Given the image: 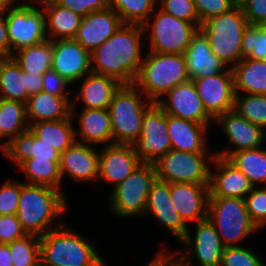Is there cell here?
<instances>
[{"mask_svg":"<svg viewBox=\"0 0 266 266\" xmlns=\"http://www.w3.org/2000/svg\"><path fill=\"white\" fill-rule=\"evenodd\" d=\"M62 194L46 185L22 184L17 210L18 220L27 235L43 233L52 219L66 210Z\"/></svg>","mask_w":266,"mask_h":266,"instance_id":"cell-3","label":"cell"},{"mask_svg":"<svg viewBox=\"0 0 266 266\" xmlns=\"http://www.w3.org/2000/svg\"><path fill=\"white\" fill-rule=\"evenodd\" d=\"M213 163L218 166V174L210 171L209 197H233L244 199L254 187L249 179L227 158L214 155Z\"/></svg>","mask_w":266,"mask_h":266,"instance_id":"cell-19","label":"cell"},{"mask_svg":"<svg viewBox=\"0 0 266 266\" xmlns=\"http://www.w3.org/2000/svg\"><path fill=\"white\" fill-rule=\"evenodd\" d=\"M34 266H44V265H43L42 262L40 261L39 263H37V264L34 265Z\"/></svg>","mask_w":266,"mask_h":266,"instance_id":"cell-56","label":"cell"},{"mask_svg":"<svg viewBox=\"0 0 266 266\" xmlns=\"http://www.w3.org/2000/svg\"><path fill=\"white\" fill-rule=\"evenodd\" d=\"M6 17L7 33L12 48L20 50L47 40L45 15L31 4H23L8 9Z\"/></svg>","mask_w":266,"mask_h":266,"instance_id":"cell-11","label":"cell"},{"mask_svg":"<svg viewBox=\"0 0 266 266\" xmlns=\"http://www.w3.org/2000/svg\"><path fill=\"white\" fill-rule=\"evenodd\" d=\"M215 121H221L229 143L235 145L234 150L224 151L217 154L218 156L228 158L240 150L259 148L263 140L266 139V131L261 126L252 124L235 110L223 113Z\"/></svg>","mask_w":266,"mask_h":266,"instance_id":"cell-18","label":"cell"},{"mask_svg":"<svg viewBox=\"0 0 266 266\" xmlns=\"http://www.w3.org/2000/svg\"><path fill=\"white\" fill-rule=\"evenodd\" d=\"M238 94L235 93L233 110L266 131V95L246 93V97H241Z\"/></svg>","mask_w":266,"mask_h":266,"instance_id":"cell-39","label":"cell"},{"mask_svg":"<svg viewBox=\"0 0 266 266\" xmlns=\"http://www.w3.org/2000/svg\"><path fill=\"white\" fill-rule=\"evenodd\" d=\"M144 31L139 24H122L91 52V62L97 64L91 66L92 73L114 78L123 85L133 84L143 62L140 37Z\"/></svg>","mask_w":266,"mask_h":266,"instance_id":"cell-1","label":"cell"},{"mask_svg":"<svg viewBox=\"0 0 266 266\" xmlns=\"http://www.w3.org/2000/svg\"><path fill=\"white\" fill-rule=\"evenodd\" d=\"M30 131L51 145L59 153L66 151L74 142L77 131L72 128L71 117L59 121L29 123Z\"/></svg>","mask_w":266,"mask_h":266,"instance_id":"cell-30","label":"cell"},{"mask_svg":"<svg viewBox=\"0 0 266 266\" xmlns=\"http://www.w3.org/2000/svg\"><path fill=\"white\" fill-rule=\"evenodd\" d=\"M249 179L256 183L266 182V150L259 148L240 150L227 158Z\"/></svg>","mask_w":266,"mask_h":266,"instance_id":"cell-35","label":"cell"},{"mask_svg":"<svg viewBox=\"0 0 266 266\" xmlns=\"http://www.w3.org/2000/svg\"><path fill=\"white\" fill-rule=\"evenodd\" d=\"M200 23L228 12L238 4V0H193Z\"/></svg>","mask_w":266,"mask_h":266,"instance_id":"cell-44","label":"cell"},{"mask_svg":"<svg viewBox=\"0 0 266 266\" xmlns=\"http://www.w3.org/2000/svg\"><path fill=\"white\" fill-rule=\"evenodd\" d=\"M200 24L178 19L160 9L154 23L151 24L152 52L184 54Z\"/></svg>","mask_w":266,"mask_h":266,"instance_id":"cell-12","label":"cell"},{"mask_svg":"<svg viewBox=\"0 0 266 266\" xmlns=\"http://www.w3.org/2000/svg\"><path fill=\"white\" fill-rule=\"evenodd\" d=\"M208 210L213 215L208 211L207 218L214 225L225 247L236 246L235 242L258 229L242 198L209 197Z\"/></svg>","mask_w":266,"mask_h":266,"instance_id":"cell-7","label":"cell"},{"mask_svg":"<svg viewBox=\"0 0 266 266\" xmlns=\"http://www.w3.org/2000/svg\"><path fill=\"white\" fill-rule=\"evenodd\" d=\"M68 96H55L44 91L29 96L26 105L27 118L33 122L59 121L72 116L73 108Z\"/></svg>","mask_w":266,"mask_h":266,"instance_id":"cell-26","label":"cell"},{"mask_svg":"<svg viewBox=\"0 0 266 266\" xmlns=\"http://www.w3.org/2000/svg\"><path fill=\"white\" fill-rule=\"evenodd\" d=\"M176 253L171 255L159 253L154 259V266H188L179 256V258L174 261L172 258ZM168 255V256H167ZM171 260V261H170ZM169 262V263H168Z\"/></svg>","mask_w":266,"mask_h":266,"instance_id":"cell-53","label":"cell"},{"mask_svg":"<svg viewBox=\"0 0 266 266\" xmlns=\"http://www.w3.org/2000/svg\"><path fill=\"white\" fill-rule=\"evenodd\" d=\"M189 80L184 54L151 52L143 59L133 84L142 87L149 101L157 103L159 96Z\"/></svg>","mask_w":266,"mask_h":266,"instance_id":"cell-4","label":"cell"},{"mask_svg":"<svg viewBox=\"0 0 266 266\" xmlns=\"http://www.w3.org/2000/svg\"><path fill=\"white\" fill-rule=\"evenodd\" d=\"M184 56L190 80L213 76L222 72L226 66L211 52L208 39L200 29L193 35Z\"/></svg>","mask_w":266,"mask_h":266,"instance_id":"cell-23","label":"cell"},{"mask_svg":"<svg viewBox=\"0 0 266 266\" xmlns=\"http://www.w3.org/2000/svg\"><path fill=\"white\" fill-rule=\"evenodd\" d=\"M157 179L154 164L141 163L114 187L111 195L113 212L119 216L145 214L148 193Z\"/></svg>","mask_w":266,"mask_h":266,"instance_id":"cell-8","label":"cell"},{"mask_svg":"<svg viewBox=\"0 0 266 266\" xmlns=\"http://www.w3.org/2000/svg\"><path fill=\"white\" fill-rule=\"evenodd\" d=\"M0 266H13L8 244L0 243Z\"/></svg>","mask_w":266,"mask_h":266,"instance_id":"cell-54","label":"cell"},{"mask_svg":"<svg viewBox=\"0 0 266 266\" xmlns=\"http://www.w3.org/2000/svg\"><path fill=\"white\" fill-rule=\"evenodd\" d=\"M122 85L114 78L90 73L85 78L77 98L85 103V109H108Z\"/></svg>","mask_w":266,"mask_h":266,"instance_id":"cell-28","label":"cell"},{"mask_svg":"<svg viewBox=\"0 0 266 266\" xmlns=\"http://www.w3.org/2000/svg\"><path fill=\"white\" fill-rule=\"evenodd\" d=\"M259 258L244 247L228 246L223 250L220 266H265Z\"/></svg>","mask_w":266,"mask_h":266,"instance_id":"cell-42","label":"cell"},{"mask_svg":"<svg viewBox=\"0 0 266 266\" xmlns=\"http://www.w3.org/2000/svg\"><path fill=\"white\" fill-rule=\"evenodd\" d=\"M80 136L88 144L112 140V124L108 109H84L79 117Z\"/></svg>","mask_w":266,"mask_h":266,"instance_id":"cell-33","label":"cell"},{"mask_svg":"<svg viewBox=\"0 0 266 266\" xmlns=\"http://www.w3.org/2000/svg\"><path fill=\"white\" fill-rule=\"evenodd\" d=\"M141 163L132 144L108 143L99 155V177L115 182L116 187Z\"/></svg>","mask_w":266,"mask_h":266,"instance_id":"cell-20","label":"cell"},{"mask_svg":"<svg viewBox=\"0 0 266 266\" xmlns=\"http://www.w3.org/2000/svg\"><path fill=\"white\" fill-rule=\"evenodd\" d=\"M207 114L213 119L234 108L235 88L232 69L193 80Z\"/></svg>","mask_w":266,"mask_h":266,"instance_id":"cell-13","label":"cell"},{"mask_svg":"<svg viewBox=\"0 0 266 266\" xmlns=\"http://www.w3.org/2000/svg\"><path fill=\"white\" fill-rule=\"evenodd\" d=\"M40 260L44 266H106L91 244L62 223L40 235Z\"/></svg>","mask_w":266,"mask_h":266,"instance_id":"cell-2","label":"cell"},{"mask_svg":"<svg viewBox=\"0 0 266 266\" xmlns=\"http://www.w3.org/2000/svg\"><path fill=\"white\" fill-rule=\"evenodd\" d=\"M235 93L239 90L247 94L266 95V61L243 58L231 67Z\"/></svg>","mask_w":266,"mask_h":266,"instance_id":"cell-29","label":"cell"},{"mask_svg":"<svg viewBox=\"0 0 266 266\" xmlns=\"http://www.w3.org/2000/svg\"><path fill=\"white\" fill-rule=\"evenodd\" d=\"M27 233L21 226L17 214L0 215V243L8 244L24 238Z\"/></svg>","mask_w":266,"mask_h":266,"instance_id":"cell-47","label":"cell"},{"mask_svg":"<svg viewBox=\"0 0 266 266\" xmlns=\"http://www.w3.org/2000/svg\"><path fill=\"white\" fill-rule=\"evenodd\" d=\"M189 232L182 240L186 245H193L195 255L201 266H220L221 255L225 246L222 244L221 238L214 225L207 218L197 222L194 242L190 237ZM192 243V244H191ZM188 266H191L188 258L180 257Z\"/></svg>","mask_w":266,"mask_h":266,"instance_id":"cell-24","label":"cell"},{"mask_svg":"<svg viewBox=\"0 0 266 266\" xmlns=\"http://www.w3.org/2000/svg\"><path fill=\"white\" fill-rule=\"evenodd\" d=\"M136 89L134 84L122 85L109 104L113 144H132L141 133L145 112L154 104L142 103Z\"/></svg>","mask_w":266,"mask_h":266,"instance_id":"cell-6","label":"cell"},{"mask_svg":"<svg viewBox=\"0 0 266 266\" xmlns=\"http://www.w3.org/2000/svg\"><path fill=\"white\" fill-rule=\"evenodd\" d=\"M247 195L244 198L247 212L256 226L262 228L266 225V188L253 187Z\"/></svg>","mask_w":266,"mask_h":266,"instance_id":"cell-43","label":"cell"},{"mask_svg":"<svg viewBox=\"0 0 266 266\" xmlns=\"http://www.w3.org/2000/svg\"><path fill=\"white\" fill-rule=\"evenodd\" d=\"M26 73L12 57H0V98L24 104L29 98L26 90Z\"/></svg>","mask_w":266,"mask_h":266,"instance_id":"cell-31","label":"cell"},{"mask_svg":"<svg viewBox=\"0 0 266 266\" xmlns=\"http://www.w3.org/2000/svg\"><path fill=\"white\" fill-rule=\"evenodd\" d=\"M0 147L18 165L30 158L60 162V153L51 145L41 142L30 129L20 133L9 142L0 145Z\"/></svg>","mask_w":266,"mask_h":266,"instance_id":"cell-25","label":"cell"},{"mask_svg":"<svg viewBox=\"0 0 266 266\" xmlns=\"http://www.w3.org/2000/svg\"><path fill=\"white\" fill-rule=\"evenodd\" d=\"M51 42L53 52L51 69L53 71L69 83H73L85 74L92 73L91 53L81 44L74 39L58 38L56 41L51 39Z\"/></svg>","mask_w":266,"mask_h":266,"instance_id":"cell-14","label":"cell"},{"mask_svg":"<svg viewBox=\"0 0 266 266\" xmlns=\"http://www.w3.org/2000/svg\"><path fill=\"white\" fill-rule=\"evenodd\" d=\"M61 7L70 9L84 17L91 12L100 11L109 7V0H53Z\"/></svg>","mask_w":266,"mask_h":266,"instance_id":"cell-48","label":"cell"},{"mask_svg":"<svg viewBox=\"0 0 266 266\" xmlns=\"http://www.w3.org/2000/svg\"><path fill=\"white\" fill-rule=\"evenodd\" d=\"M158 0H109V7L120 17L123 24H139L145 29L151 12Z\"/></svg>","mask_w":266,"mask_h":266,"instance_id":"cell-37","label":"cell"},{"mask_svg":"<svg viewBox=\"0 0 266 266\" xmlns=\"http://www.w3.org/2000/svg\"><path fill=\"white\" fill-rule=\"evenodd\" d=\"M42 83V91L55 96H66L64 94V87L67 84H71L52 69L43 74Z\"/></svg>","mask_w":266,"mask_h":266,"instance_id":"cell-50","label":"cell"},{"mask_svg":"<svg viewBox=\"0 0 266 266\" xmlns=\"http://www.w3.org/2000/svg\"><path fill=\"white\" fill-rule=\"evenodd\" d=\"M43 75L26 73V90L28 95L31 96L42 91Z\"/></svg>","mask_w":266,"mask_h":266,"instance_id":"cell-52","label":"cell"},{"mask_svg":"<svg viewBox=\"0 0 266 266\" xmlns=\"http://www.w3.org/2000/svg\"><path fill=\"white\" fill-rule=\"evenodd\" d=\"M91 146L75 141L60 153L61 178L65 172L77 181L99 178V154Z\"/></svg>","mask_w":266,"mask_h":266,"instance_id":"cell-22","label":"cell"},{"mask_svg":"<svg viewBox=\"0 0 266 266\" xmlns=\"http://www.w3.org/2000/svg\"><path fill=\"white\" fill-rule=\"evenodd\" d=\"M209 185L194 183H170V198L173 207L186 223L207 219Z\"/></svg>","mask_w":266,"mask_h":266,"instance_id":"cell-17","label":"cell"},{"mask_svg":"<svg viewBox=\"0 0 266 266\" xmlns=\"http://www.w3.org/2000/svg\"><path fill=\"white\" fill-rule=\"evenodd\" d=\"M168 136L172 150L206 153L203 136L208 124H201L167 114Z\"/></svg>","mask_w":266,"mask_h":266,"instance_id":"cell-27","label":"cell"},{"mask_svg":"<svg viewBox=\"0 0 266 266\" xmlns=\"http://www.w3.org/2000/svg\"><path fill=\"white\" fill-rule=\"evenodd\" d=\"M119 15L110 7L82 17L74 40L90 53L110 38L122 25Z\"/></svg>","mask_w":266,"mask_h":266,"instance_id":"cell-16","label":"cell"},{"mask_svg":"<svg viewBox=\"0 0 266 266\" xmlns=\"http://www.w3.org/2000/svg\"><path fill=\"white\" fill-rule=\"evenodd\" d=\"M0 13V57H11V46L7 33L6 16Z\"/></svg>","mask_w":266,"mask_h":266,"instance_id":"cell-51","label":"cell"},{"mask_svg":"<svg viewBox=\"0 0 266 266\" xmlns=\"http://www.w3.org/2000/svg\"><path fill=\"white\" fill-rule=\"evenodd\" d=\"M147 211H150L181 241L189 232L187 224L173 207L170 198V183L156 180L147 196L145 213Z\"/></svg>","mask_w":266,"mask_h":266,"instance_id":"cell-21","label":"cell"},{"mask_svg":"<svg viewBox=\"0 0 266 266\" xmlns=\"http://www.w3.org/2000/svg\"><path fill=\"white\" fill-rule=\"evenodd\" d=\"M168 100L156 103L166 114L201 124L212 119L206 112L193 80L180 84L166 93Z\"/></svg>","mask_w":266,"mask_h":266,"instance_id":"cell-15","label":"cell"},{"mask_svg":"<svg viewBox=\"0 0 266 266\" xmlns=\"http://www.w3.org/2000/svg\"><path fill=\"white\" fill-rule=\"evenodd\" d=\"M18 52V56L11 57L25 73L43 75L52 67V42L49 39Z\"/></svg>","mask_w":266,"mask_h":266,"instance_id":"cell-34","label":"cell"},{"mask_svg":"<svg viewBox=\"0 0 266 266\" xmlns=\"http://www.w3.org/2000/svg\"><path fill=\"white\" fill-rule=\"evenodd\" d=\"M22 170L28 175L29 184L46 185L58 190L61 179L59 162L51 160H36L30 158L20 165Z\"/></svg>","mask_w":266,"mask_h":266,"instance_id":"cell-38","label":"cell"},{"mask_svg":"<svg viewBox=\"0 0 266 266\" xmlns=\"http://www.w3.org/2000/svg\"><path fill=\"white\" fill-rule=\"evenodd\" d=\"M13 1L14 0H0V13H4V11L12 7Z\"/></svg>","mask_w":266,"mask_h":266,"instance_id":"cell-55","label":"cell"},{"mask_svg":"<svg viewBox=\"0 0 266 266\" xmlns=\"http://www.w3.org/2000/svg\"><path fill=\"white\" fill-rule=\"evenodd\" d=\"M132 146L142 163L152 164L172 149L167 114L156 103L145 112L141 133Z\"/></svg>","mask_w":266,"mask_h":266,"instance_id":"cell-10","label":"cell"},{"mask_svg":"<svg viewBox=\"0 0 266 266\" xmlns=\"http://www.w3.org/2000/svg\"><path fill=\"white\" fill-rule=\"evenodd\" d=\"M26 118L27 112L24 103L0 98V138L11 136L13 139L28 130L29 124L25 123Z\"/></svg>","mask_w":266,"mask_h":266,"instance_id":"cell-36","label":"cell"},{"mask_svg":"<svg viewBox=\"0 0 266 266\" xmlns=\"http://www.w3.org/2000/svg\"><path fill=\"white\" fill-rule=\"evenodd\" d=\"M161 10L191 23H200L193 0H161Z\"/></svg>","mask_w":266,"mask_h":266,"instance_id":"cell-45","label":"cell"},{"mask_svg":"<svg viewBox=\"0 0 266 266\" xmlns=\"http://www.w3.org/2000/svg\"><path fill=\"white\" fill-rule=\"evenodd\" d=\"M242 56L266 61V23L247 25L242 37Z\"/></svg>","mask_w":266,"mask_h":266,"instance_id":"cell-41","label":"cell"},{"mask_svg":"<svg viewBox=\"0 0 266 266\" xmlns=\"http://www.w3.org/2000/svg\"><path fill=\"white\" fill-rule=\"evenodd\" d=\"M21 183L7 182L0 188V215L17 214Z\"/></svg>","mask_w":266,"mask_h":266,"instance_id":"cell-46","label":"cell"},{"mask_svg":"<svg viewBox=\"0 0 266 266\" xmlns=\"http://www.w3.org/2000/svg\"><path fill=\"white\" fill-rule=\"evenodd\" d=\"M249 25L266 23V0H238Z\"/></svg>","mask_w":266,"mask_h":266,"instance_id":"cell-49","label":"cell"},{"mask_svg":"<svg viewBox=\"0 0 266 266\" xmlns=\"http://www.w3.org/2000/svg\"><path fill=\"white\" fill-rule=\"evenodd\" d=\"M148 266H154V260Z\"/></svg>","mask_w":266,"mask_h":266,"instance_id":"cell-57","label":"cell"},{"mask_svg":"<svg viewBox=\"0 0 266 266\" xmlns=\"http://www.w3.org/2000/svg\"><path fill=\"white\" fill-rule=\"evenodd\" d=\"M42 4H45L43 12L46 14L45 19L46 30L47 25L50 26V33L52 37L61 36L59 39H73L77 29L80 26L82 17L70 9L61 7L53 0H40ZM48 20V21H47Z\"/></svg>","mask_w":266,"mask_h":266,"instance_id":"cell-32","label":"cell"},{"mask_svg":"<svg viewBox=\"0 0 266 266\" xmlns=\"http://www.w3.org/2000/svg\"><path fill=\"white\" fill-rule=\"evenodd\" d=\"M205 154L171 149L154 162L158 179L168 183L209 185L211 170L205 163Z\"/></svg>","mask_w":266,"mask_h":266,"instance_id":"cell-9","label":"cell"},{"mask_svg":"<svg viewBox=\"0 0 266 266\" xmlns=\"http://www.w3.org/2000/svg\"><path fill=\"white\" fill-rule=\"evenodd\" d=\"M13 266H34L40 260V236L26 235L8 243Z\"/></svg>","mask_w":266,"mask_h":266,"instance_id":"cell-40","label":"cell"},{"mask_svg":"<svg viewBox=\"0 0 266 266\" xmlns=\"http://www.w3.org/2000/svg\"><path fill=\"white\" fill-rule=\"evenodd\" d=\"M248 22L241 5L212 17L200 24L199 29L207 37L211 52L225 65L239 63L242 59V37Z\"/></svg>","mask_w":266,"mask_h":266,"instance_id":"cell-5","label":"cell"}]
</instances>
